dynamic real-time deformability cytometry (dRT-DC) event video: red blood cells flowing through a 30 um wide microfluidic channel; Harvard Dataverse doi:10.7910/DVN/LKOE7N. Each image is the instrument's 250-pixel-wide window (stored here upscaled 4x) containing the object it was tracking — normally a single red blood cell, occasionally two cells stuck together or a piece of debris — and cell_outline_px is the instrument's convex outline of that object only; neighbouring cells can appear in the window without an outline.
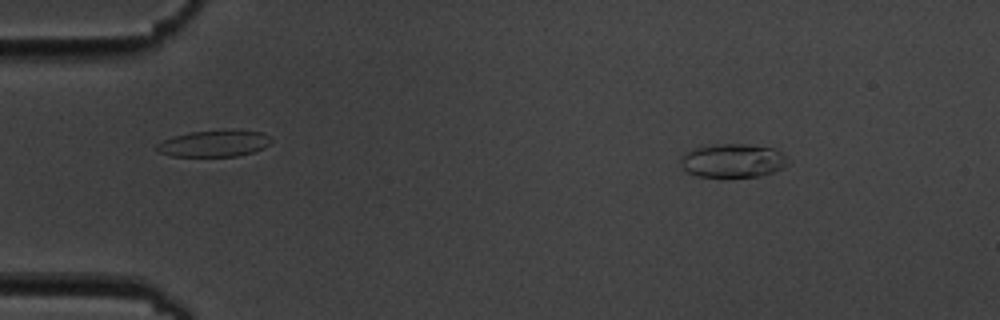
{"species": "common noctule bat (a hibernating species)", "species_latin": "Nyctalus noctula", "temperature_condition": "cold", "stored_images_in_passage": 6, "camera_frame_rate_fps": 3000, "um_per_image_px": 0.085, "animal": {"sex": "male", "body_mass_g": 19.5, "forearm_length_mm": 54.6}, "frame": {"image": 1, "passage_image": 1, "time_ms": 0.0, "image_size_px": [1000, 320], "cell_outline_px": [[788, 164], [784, 168], [760, 176], [696, 176], [688, 172], [680, 164], [680, 160], [692, 148], [716, 144], [744, 144], [772, 148], [780, 152], [788, 160]], "centroid_in_image_um": [62.3, 13.65], "position_along_channel_um": 22.7, "area_um2": 20.75}}
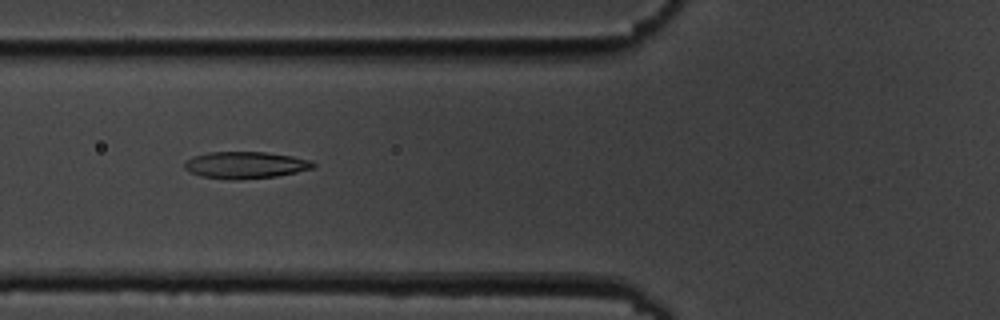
{"frame": {"image": 2, "passage_image": 5, "time_ms": 4.667, "image_size_px": [1000, 320], "cell_outline_px": [[316, 168], [276, 176], [236, 180], [228, 180], [200, 176], [188, 172], [184, 168], [184, 160], [192, 156], [208, 152], [264, 152], [292, 156], [312, 160], [316, 164]], "centroid_in_image_um": [20.83, 14.03], "position_along_channel_um": 105.0, "area_um2": 20.46}}
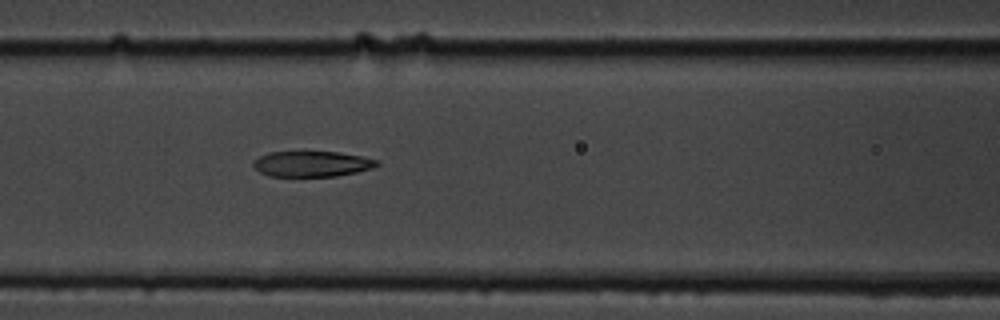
{"frame": {"image": 3, "passage_image": 6, "time_ms": 5.667, "image_size_px": [1000, 320], "cell_outline_px": [[380, 164], [372, 168], [356, 172], [336, 176], [268, 176], [260, 172], [252, 164], [260, 156], [268, 152], [336, 152], [360, 156], [376, 160]], "centroid_in_image_um": [26.5, 13.93], "position_along_channel_um": 140.1, "area_um2": 18.15}}